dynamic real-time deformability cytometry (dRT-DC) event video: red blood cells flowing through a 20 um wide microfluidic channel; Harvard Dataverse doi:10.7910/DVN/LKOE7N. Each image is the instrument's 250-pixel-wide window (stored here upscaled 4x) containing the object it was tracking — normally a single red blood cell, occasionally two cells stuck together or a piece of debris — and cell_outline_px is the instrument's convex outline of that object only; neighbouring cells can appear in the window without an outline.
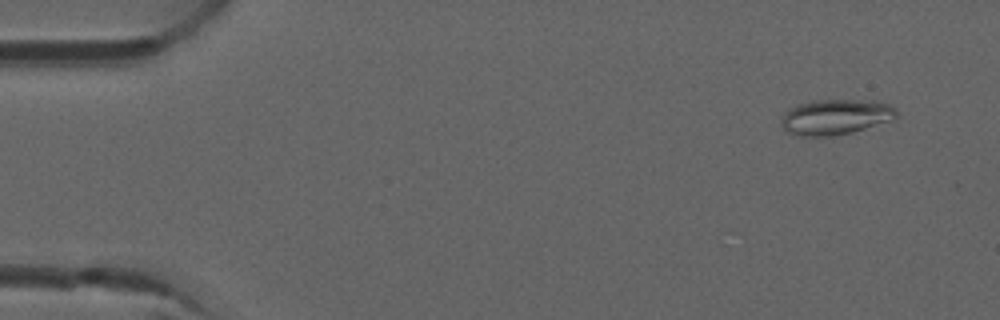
{"species": "common noctule bat (a hibernating species)", "species_latin": "Nyctalus noctula", "temperature_condition": "room temperature", "stored_images_in_passage": 5, "camera_frame_rate_fps": 3000, "um_per_image_px": 0.085, "animal": {"sex": "male", "forearm_length_mm": 52.5}, "frame": {"image": 1, "passage_image": 2, "time_ms": 0.333, "image_size_px": [1000, 320], "cell_outline_px": [[896, 116], [888, 120], [852, 132], [832, 136], [800, 136], [784, 132], [780, 124], [780, 120], [784, 112], [788, 108], [796, 104], [812, 100], [876, 100], [888, 104], [896, 108]], "centroid_in_image_um": [70.92, 9.93], "position_along_channel_um": 14.1, "area_um2": 23.93}}